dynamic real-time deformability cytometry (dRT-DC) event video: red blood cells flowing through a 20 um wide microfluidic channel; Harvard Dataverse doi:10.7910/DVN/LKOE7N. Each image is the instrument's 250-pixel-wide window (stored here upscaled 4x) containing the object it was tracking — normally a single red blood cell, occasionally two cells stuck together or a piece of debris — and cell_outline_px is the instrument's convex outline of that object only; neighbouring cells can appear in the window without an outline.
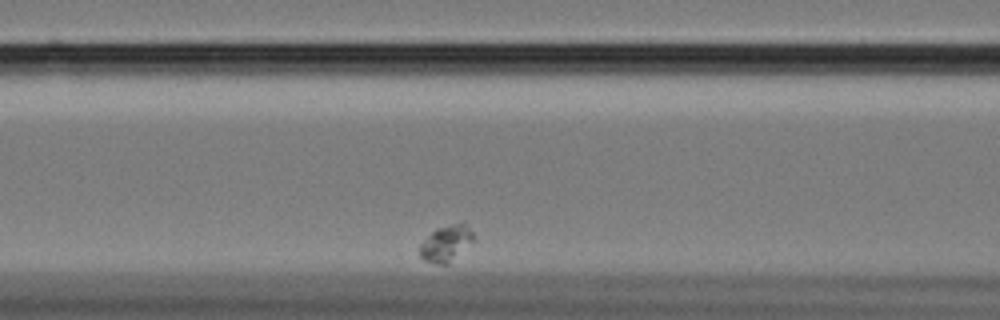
{"species": "Egyptian fruit bat (a non-hibernating species)", "species_latin": "Rousettus aegyptiacus", "temperature_condition": "cold", "stored_images_in_passage": 43, "camera_frame_rate_fps": 3000, "um_per_image_px": 0.085, "animal": {"sex": "female"}, "frame": {"image": 1, "passage_image": 15, "time_ms": 4.667, "image_size_px": [1000, 320], "cell_outline_px": [[472, 240], [448, 264], [436, 264], [424, 260], [420, 256], [420, 244], [436, 228], [456, 224], [464, 224], [472, 232]], "centroid_in_image_um": [37.85, 20.71], "position_along_channel_um": 128.7, "area_um2": 10.69}}
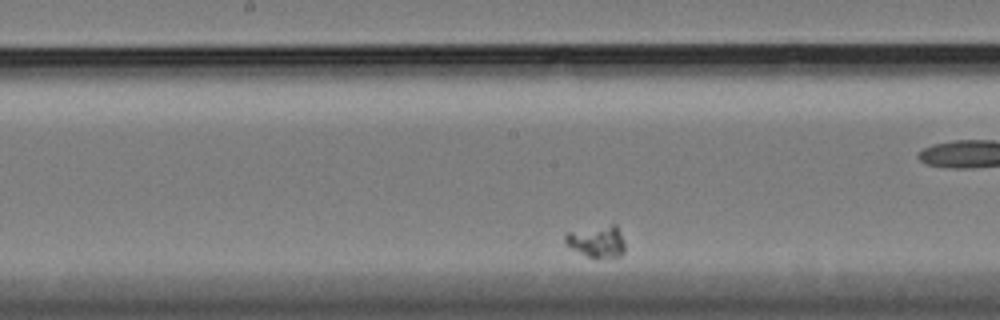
{"frame": {"image": 2, "passage_image": 23, "time_ms": 7.333, "image_size_px": [1000, 320], "cell_outline_px": [[624, 252], [620, 256], [588, 256], [564, 244], [564, 236], [568, 232], [612, 224], [616, 224], [620, 232], [624, 244]], "centroid_in_image_um": [50.72, 20.49], "position_along_channel_um": 197.5, "area_um2": 10.69}}
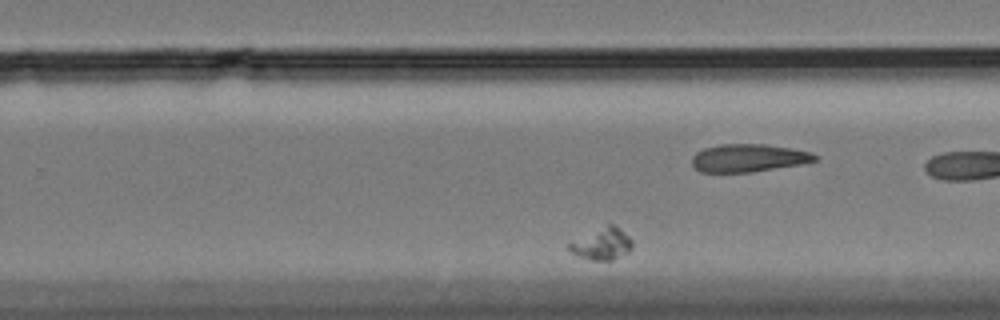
{"frame": {"image": 3, "passage_image": 32, "time_ms": 10.333, "image_size_px": [1000, 320], "cell_outline_px": [[632, 248], [628, 252], [612, 260], [592, 260], [580, 256], [572, 252], [568, 248], [568, 244], [608, 224], [612, 224], [620, 228], [632, 240]], "centroid_in_image_um": [51.22, 20.74], "position_along_channel_um": 278.6, "area_um2": 11.21}}